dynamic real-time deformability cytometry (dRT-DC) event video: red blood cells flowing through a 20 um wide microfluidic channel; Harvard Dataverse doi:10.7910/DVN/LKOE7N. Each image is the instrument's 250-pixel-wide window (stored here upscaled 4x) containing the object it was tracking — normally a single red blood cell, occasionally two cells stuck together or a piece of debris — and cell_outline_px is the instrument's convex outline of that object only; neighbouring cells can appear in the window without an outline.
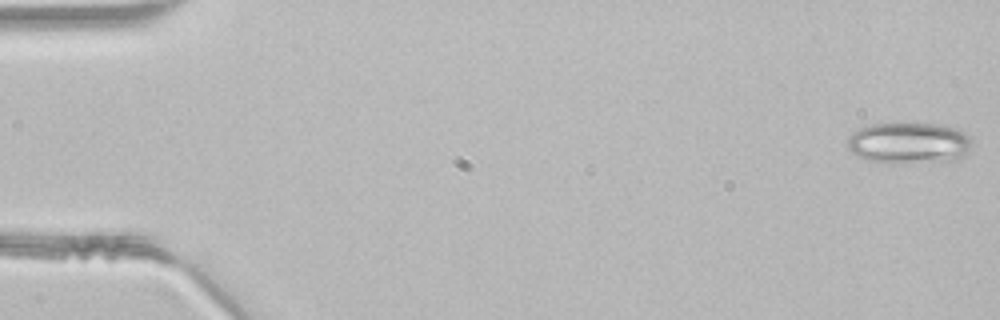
{"species": "common noctule bat (a hibernating species)", "species_latin": "Nyctalus noctula", "temperature_condition": "room temperature", "stored_images_in_passage": 46, "camera_frame_rate_fps": 3000, "um_per_image_px": 0.085, "animal": {"sex": "male", "body_mass_g": 21.5, "forearm_length_mm": 52.0}, "frame": {"image": 1, "passage_image": 1, "time_ms": 0.0, "image_size_px": [1000, 320], "cell_outline_px": [[972, 144], [964, 156], [960, 160], [868, 160], [852, 152], [848, 148], [848, 136], [852, 132], [860, 128], [872, 124], [944, 124], [956, 128], [964, 132], [972, 140]], "centroid_in_image_um": [77.3, 12.1], "position_along_channel_um": 7.7, "area_um2": 28.84}}
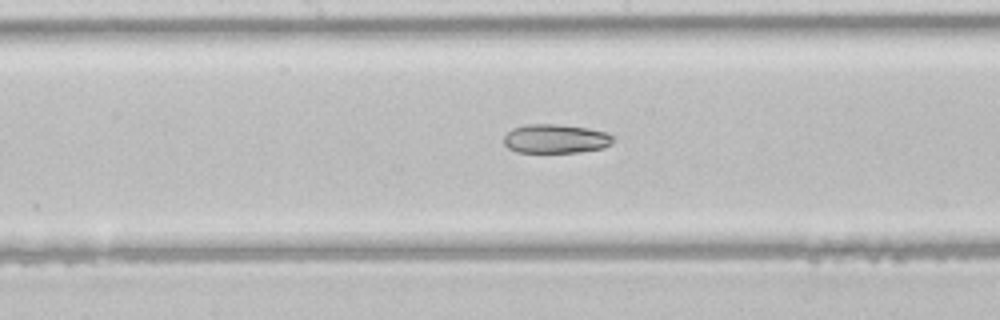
{"frame": {"image": 2, "passage_image": 24, "time_ms": 7.667, "image_size_px": [1000, 320], "cell_outline_px": [[612, 144], [604, 148], [576, 152], [516, 152], [508, 148], [504, 144], [504, 136], [512, 128], [528, 124], [556, 124], [588, 128], [608, 132], [612, 136]], "centroid_in_image_um": [47.22, 11.79], "position_along_channel_um": 201.0, "area_um2": 18.5}}
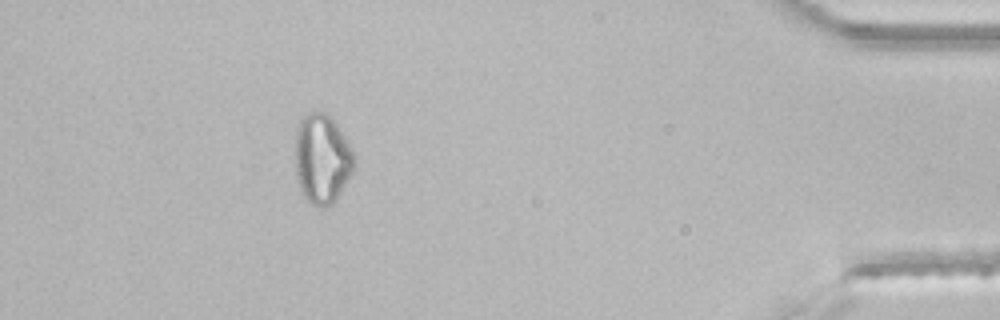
{"frame": {"image": 3, "passage_image": 42, "time_ms": 13.667, "image_size_px": [1000, 320], "cell_outline_px": [[356, 156], [352, 172], [336, 200], [328, 208], [320, 208], [308, 204], [300, 192], [296, 180], [296, 128], [300, 120], [308, 112], [324, 112], [332, 116], [352, 148]], "centroid_in_image_um": [27.37, 13.54], "position_along_channel_um": 407.8, "area_um2": 31.44}}